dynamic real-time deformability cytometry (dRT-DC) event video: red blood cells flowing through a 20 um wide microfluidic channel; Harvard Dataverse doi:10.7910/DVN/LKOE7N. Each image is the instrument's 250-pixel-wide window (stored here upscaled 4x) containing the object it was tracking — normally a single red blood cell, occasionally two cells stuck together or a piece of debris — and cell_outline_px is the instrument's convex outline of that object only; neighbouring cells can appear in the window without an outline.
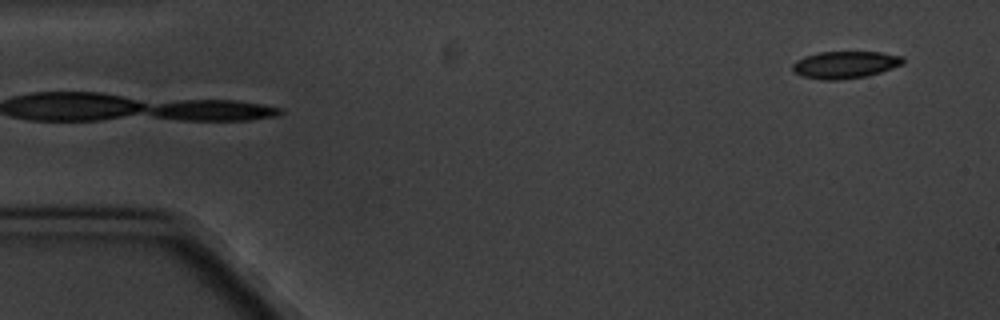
{"species": "common noctule bat (a hibernating species)", "species_latin": "Nyctalus noctula", "temperature_condition": "cold", "stored_images_in_passage": 3, "camera_frame_rate_fps": 3000, "um_per_image_px": 0.085, "animal": {"sex": "male", "body_mass_g": 20.1, "forearm_length_mm": 53.5}, "frame": {"image": 1, "passage_image": 3, "time_ms": 2.333, "image_size_px": [1000, 320], "cell_outline_px": [[904, 64], [868, 76], [836, 80], [824, 80], [800, 76], [792, 72], [792, 64], [796, 60], [804, 56], [820, 52], [880, 52], [904, 56]], "centroid_in_image_um": [71.81, 5.5], "position_along_channel_um": 13.2, "area_um2": 17.69}}